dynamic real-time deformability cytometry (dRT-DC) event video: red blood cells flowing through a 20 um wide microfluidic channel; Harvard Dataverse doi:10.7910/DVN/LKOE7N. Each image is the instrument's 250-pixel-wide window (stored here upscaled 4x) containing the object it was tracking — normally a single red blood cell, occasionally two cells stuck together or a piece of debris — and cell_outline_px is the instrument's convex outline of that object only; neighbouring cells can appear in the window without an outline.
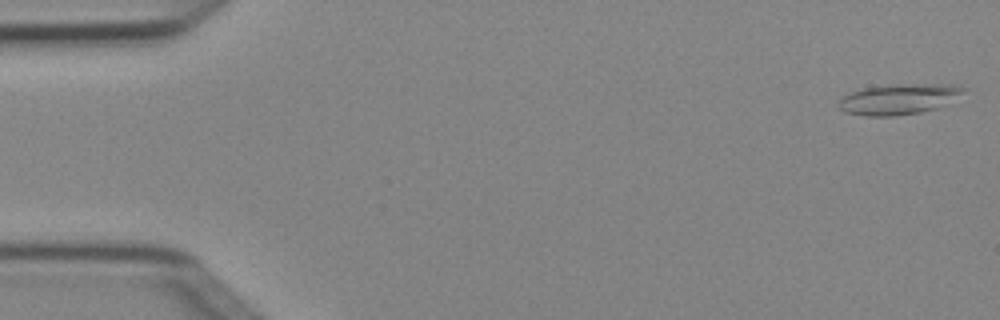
{"species": "Egyptian fruit bat (a non-hibernating species)", "species_latin": "Rousettus aegyptiacus", "temperature_condition": "cold", "stored_images_in_passage": 3, "camera_frame_rate_fps": 3000, "um_per_image_px": 0.085, "animal": {"sex": "female"}, "frame": {"image": 1, "passage_image": 1, "time_ms": 0.0, "image_size_px": [1000, 320], "cell_outline_px": [[968, 88], [964, 92], [936, 108], [920, 112], [896, 116], [868, 116], [844, 112], [840, 108], [840, 100], [844, 96], [852, 92], [864, 88], [900, 84], [956, 84]], "centroid_in_image_um": [76.42, 8.42], "position_along_channel_um": 8.6, "area_um2": 21.85}}
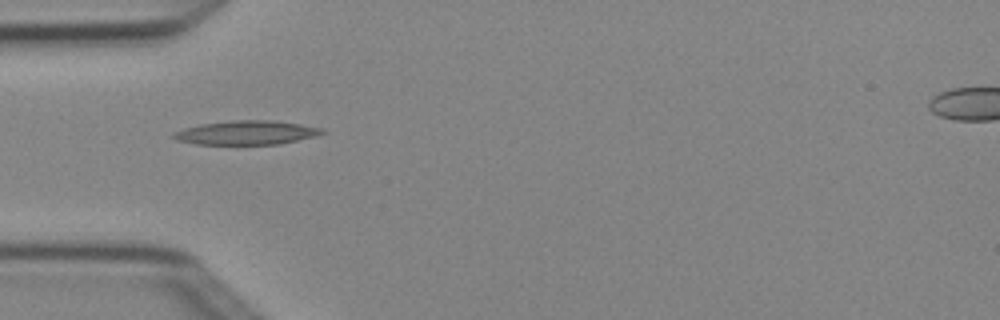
{"frame": {"image": 2, "passage_image": 3, "time_ms": 0.667, "image_size_px": [1000, 320], "cell_outline_px": [[328, 132], [320, 136], [280, 144], [196, 144], [176, 140], [172, 136], [172, 132], [184, 128], [200, 124], [232, 120], [272, 120], [300, 124], [324, 128]], "centroid_in_image_um": [21.02, 11.27], "position_along_channel_um": 64.0, "area_um2": 21.1}}